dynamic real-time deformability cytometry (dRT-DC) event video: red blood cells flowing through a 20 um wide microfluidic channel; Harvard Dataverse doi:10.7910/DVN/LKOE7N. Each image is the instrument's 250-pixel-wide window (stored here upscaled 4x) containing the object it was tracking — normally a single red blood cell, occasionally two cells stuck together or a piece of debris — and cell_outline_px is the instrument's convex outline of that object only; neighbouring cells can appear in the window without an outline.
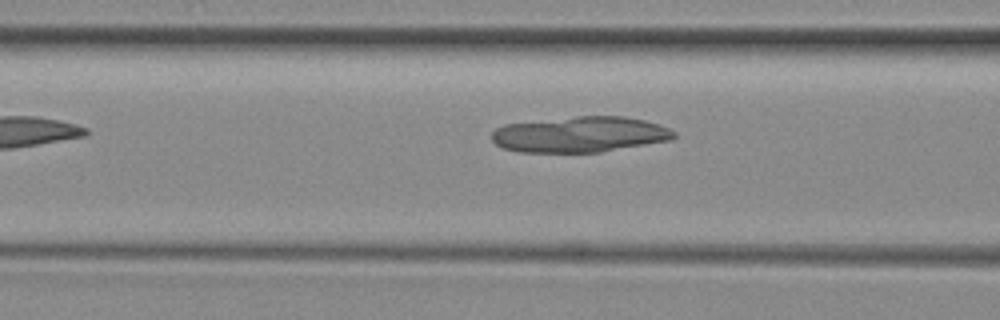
{"species": "common noctule bat (a hibernating species)", "species_latin": "Nyctalus noctula", "temperature_condition": "room temperature", "stored_images_in_passage": 5, "segment_of_instrument_passage": [1, 2], "camera_frame_rate_fps": 3000, "um_per_image_px": 0.085, "animal": {"sex": "female", "body_mass_g": 29.2, "forearm_length_mm": 56.3}, "frame": {"image": 1, "passage_image": 4, "time_ms": 3.667, "image_size_px": [1000, 320], "cell_outline_px": [[676, 136], [672, 140], [600, 152], [520, 152], [504, 148], [496, 144], [492, 140], [492, 132], [496, 128], [504, 124], [576, 116], [624, 116], [644, 120], [660, 124], [676, 132]], "centroid_in_image_um": [49.32, 11.42], "position_along_channel_um": 117.3, "area_um2": 38.03}}